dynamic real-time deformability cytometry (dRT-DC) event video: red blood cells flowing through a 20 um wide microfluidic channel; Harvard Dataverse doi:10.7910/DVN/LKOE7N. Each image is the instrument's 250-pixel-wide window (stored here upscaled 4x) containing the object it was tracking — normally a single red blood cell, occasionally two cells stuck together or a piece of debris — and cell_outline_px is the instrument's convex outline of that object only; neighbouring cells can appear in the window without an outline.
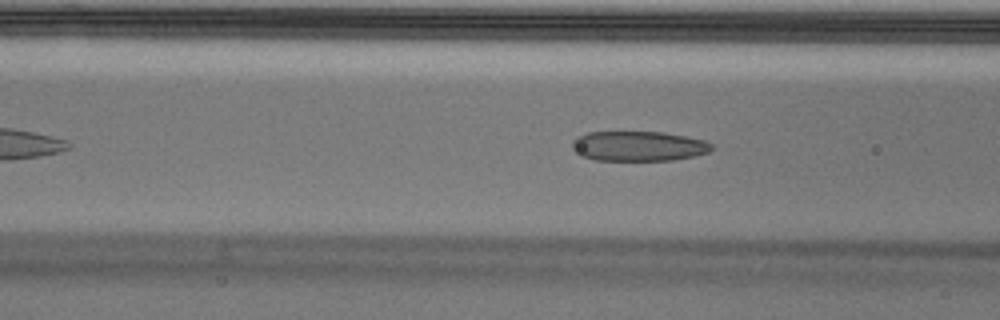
{"species": "Egyptian fruit bat (a non-hibernating species)", "species_latin": "Rousettus aegyptiacus", "temperature_condition": "cold", "stored_images_in_passage": 45, "camera_frame_rate_fps": 3000, "um_per_image_px": 0.085, "animal": {"sex": "male"}, "frame": {"image": 1, "passage_image": 14, "time_ms": 4.333, "image_size_px": [1000, 320], "cell_outline_px": [[712, 148], [708, 152], [692, 156], [672, 160], [596, 160], [580, 156], [572, 148], [572, 140], [576, 136], [588, 132], [664, 132], [704, 140], [712, 144]], "centroid_in_image_um": [54.22, 12.41], "position_along_channel_um": 112.4, "area_um2": 24.28}}
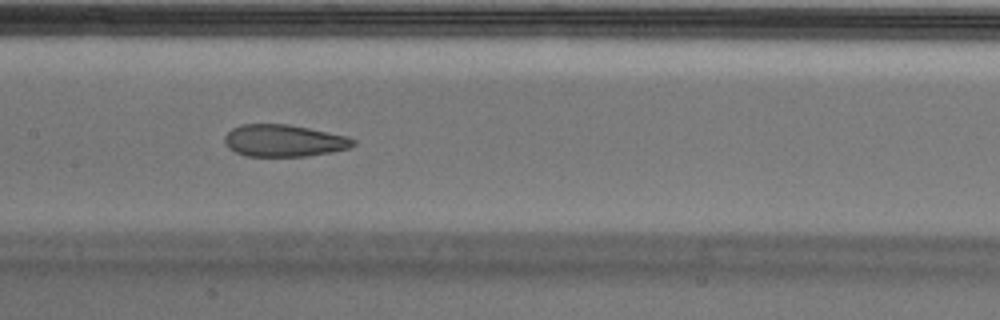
{"frame": {"image": 2, "passage_image": 20, "time_ms": 6.333, "image_size_px": [1000, 320], "cell_outline_px": [[356, 144], [348, 148], [332, 152], [308, 156], [244, 156], [228, 148], [224, 140], [224, 136], [232, 128], [240, 124], [288, 124], [348, 136], [356, 140]], "centroid_in_image_um": [24.13, 11.96], "position_along_channel_um": 183.3, "area_um2": 24.1}}
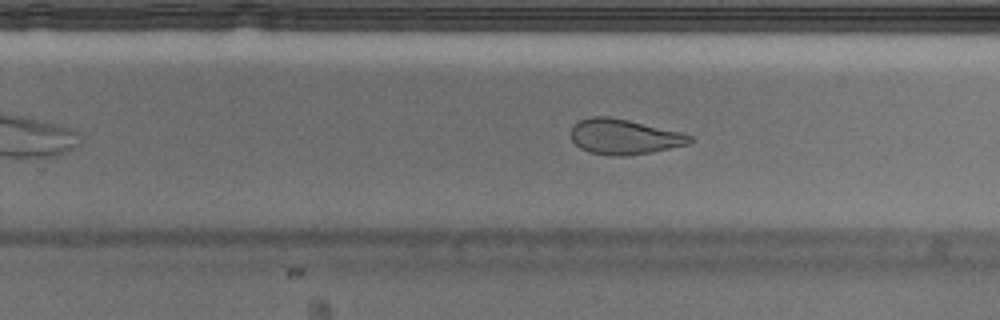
{"frame": {"image": 3, "passage_image": 28, "time_ms": 9.0, "image_size_px": [1000, 320], "cell_outline_px": [[696, 140], [692, 144], [652, 152], [628, 156], [608, 156], [588, 152], [580, 148], [572, 140], [572, 128], [580, 120], [592, 116], [608, 116], [628, 120], [684, 132], [692, 136]], "centroid_in_image_um": [53.13, 11.64], "position_along_channel_um": 276.7, "area_um2": 24.8}, "authors_computed_cell_mechanics": {"area_um2": 25.7788, "velocity_mm_per_s": 3.5167, "shape_relaxation_time_tau1_ms": null, "shape_relaxation_time_tau2_ms": 2.0707, "deformation_change_tau1": null, "deformation_change_tau2": 0.0989}}